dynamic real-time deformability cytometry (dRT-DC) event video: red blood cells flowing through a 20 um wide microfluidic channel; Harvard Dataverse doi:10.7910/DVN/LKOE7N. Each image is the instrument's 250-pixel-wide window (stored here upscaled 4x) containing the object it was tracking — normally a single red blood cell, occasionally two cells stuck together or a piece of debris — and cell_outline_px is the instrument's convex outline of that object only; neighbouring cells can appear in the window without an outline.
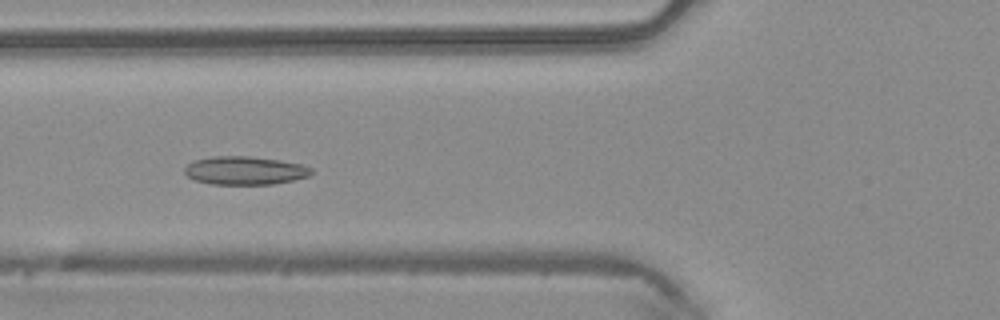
{"species": "common noctule bat (a hibernating species)", "species_latin": "Nyctalus noctula", "temperature_condition": "warm", "stored_images_in_passage": 6, "camera_frame_rate_fps": 3000, "um_per_image_px": 0.085, "animal": {"sex": "male", "body_mass_g": 20.4}, "frame": {"image": 1, "passage_image": 5, "time_ms": 1.333, "image_size_px": [1000, 320], "cell_outline_px": [[312, 172], [308, 176], [292, 180], [272, 184], [212, 184], [196, 180], [188, 176], [184, 172], [184, 168], [188, 164], [196, 160], [216, 156], [252, 156], [280, 160], [300, 164], [312, 168]], "centroid_in_image_um": [20.82, 14.49], "position_along_channel_um": 105.0, "area_um2": 20.69}}
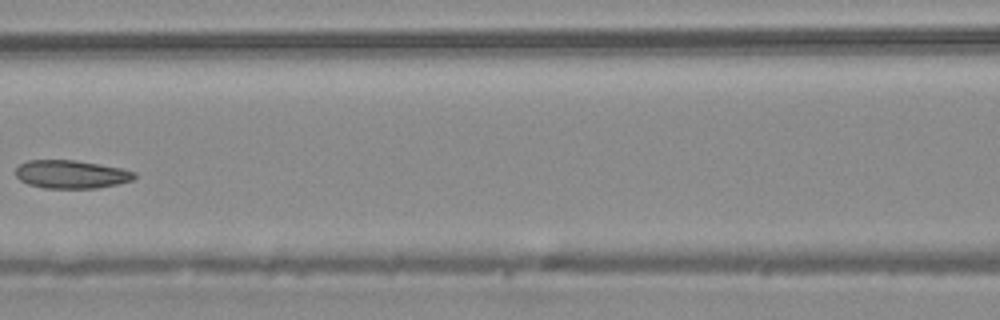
{"frame": {"image": 2, "passage_image": 6, "time_ms": 1.667, "image_size_px": [1000, 320], "cell_outline_px": [[136, 176], [132, 180], [116, 184], [96, 188], [44, 188], [28, 184], [20, 180], [16, 176], [16, 168], [20, 164], [28, 160], [76, 160], [120, 168], [136, 172]], "centroid_in_image_um": [6.03, 14.81], "position_along_channel_um": 160.6, "area_um2": 19.42}}